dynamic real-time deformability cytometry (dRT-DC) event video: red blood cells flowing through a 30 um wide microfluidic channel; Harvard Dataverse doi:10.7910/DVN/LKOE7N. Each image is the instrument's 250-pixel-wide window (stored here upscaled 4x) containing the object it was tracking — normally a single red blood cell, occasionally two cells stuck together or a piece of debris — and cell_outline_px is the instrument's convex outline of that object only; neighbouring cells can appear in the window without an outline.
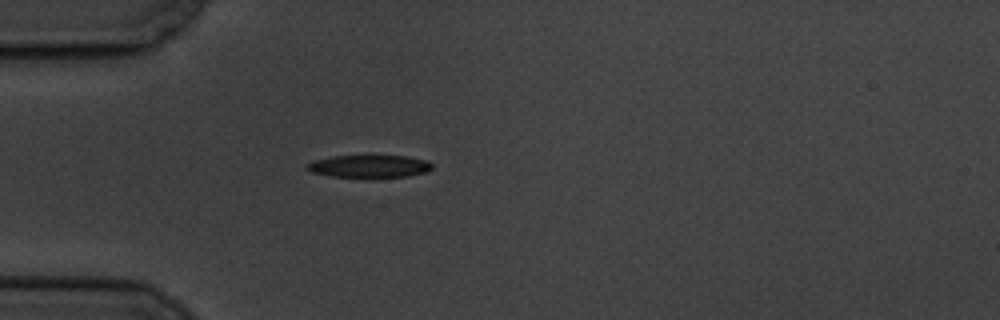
{"species": "common noctule bat (a hibernating species)", "species_latin": "Nyctalus noctula", "temperature_condition": "cold", "stored_images_in_passage": 42, "camera_frame_rate_fps": 3000, "um_per_image_px": 0.085, "animal": {"sex": "male", "body_mass_g": 19.5, "forearm_length_mm": 54.6}, "frame": {"image": 1, "passage_image": 1, "time_ms": 0.0, "image_size_px": [1000, 320], "cell_outline_px": [[432, 168], [424, 172], [408, 176], [328, 176], [312, 172], [304, 168], [308, 164], [316, 160], [332, 156], [404, 156], [428, 160], [432, 164]], "centroid_in_image_um": [31.38, 14.12], "position_along_channel_um": 53.6, "area_um2": 15.95}}
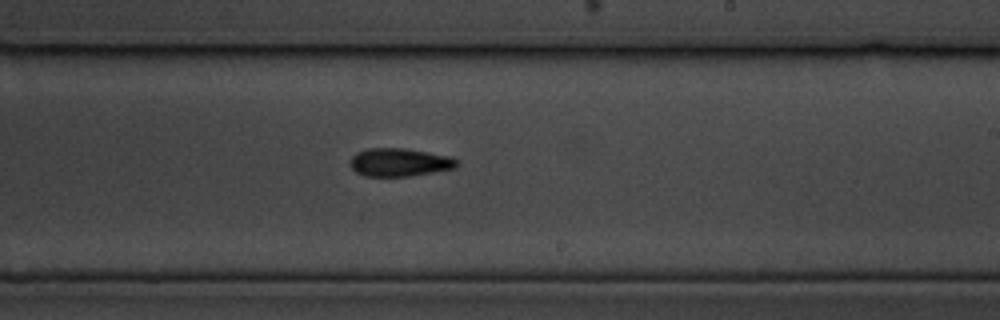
{"frame": {"image": 2, "passage_image": 19, "time_ms": 6.0, "image_size_px": [1000, 320], "cell_outline_px": [[456, 168], [408, 176], [364, 176], [356, 172], [348, 164], [352, 156], [356, 152], [368, 148], [404, 148], [448, 156], [456, 160]], "centroid_in_image_um": [33.88, 13.79], "position_along_channel_um": 255.1, "area_um2": 17.34}}
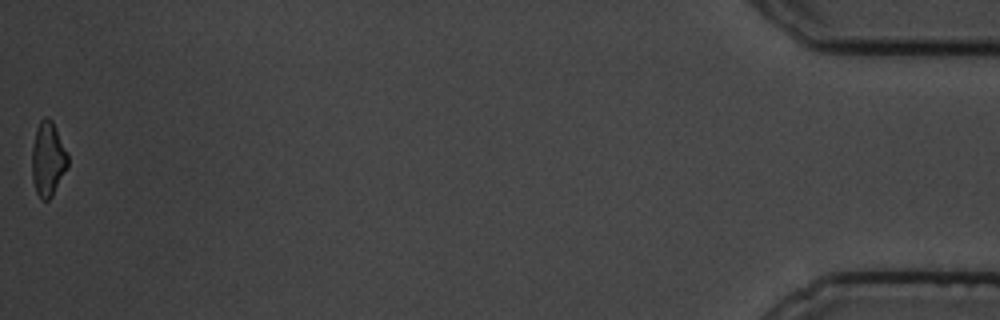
{"frame": {"image": 3, "passage_image": 42, "time_ms": 13.667, "image_size_px": [1000, 320], "cell_outline_px": [[68, 168], [52, 196], [48, 200], [40, 200], [36, 192], [32, 180], [32, 148], [36, 128], [40, 120], [44, 116], [48, 116], [52, 120], [68, 152]], "centroid_in_image_um": [4.08, 13.52], "position_along_channel_um": 431.1, "area_um2": 15.9}, "authors_computed_cell_mechanics": {"area_um2": 16.7909, "velocity_mm_per_s": 3.5088, "shape_relaxation_time_tau1_ms": 2.3898, "shape_relaxation_time_tau2_ms": null, "deformation_change_tau1": 0.151, "deformation_change_tau2": null}}